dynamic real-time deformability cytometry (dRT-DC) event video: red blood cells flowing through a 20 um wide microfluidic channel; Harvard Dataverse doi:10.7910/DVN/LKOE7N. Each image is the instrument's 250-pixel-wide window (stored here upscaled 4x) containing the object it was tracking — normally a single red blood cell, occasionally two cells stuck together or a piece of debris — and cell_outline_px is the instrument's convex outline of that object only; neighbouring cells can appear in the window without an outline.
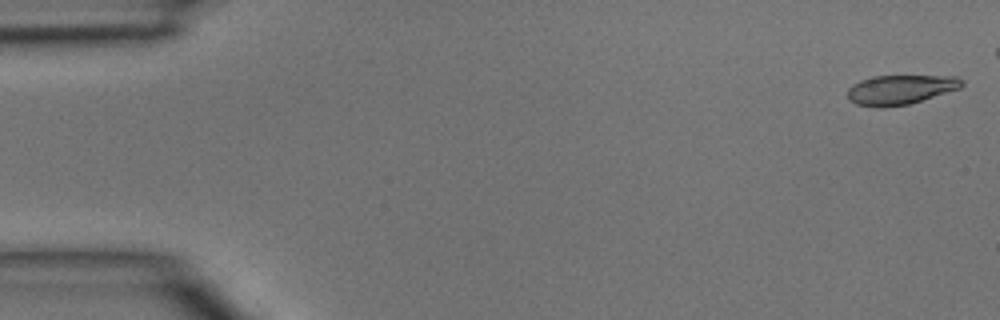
{"species": "common noctule bat (a hibernating species)", "species_latin": "Nyctalus noctula", "temperature_condition": "room temperature", "stored_images_in_passage": 40, "camera_frame_rate_fps": 3000, "um_per_image_px": 0.085, "animal": {"sex": "male", "body_mass_g": 15.6}, "frame": {"image": 1, "passage_image": 1, "time_ms": 0.0, "image_size_px": [1000, 320], "cell_outline_px": [[964, 84], [960, 88], [908, 104], [880, 108], [876, 108], [856, 104], [848, 100], [848, 88], [852, 84], [860, 80], [872, 76], [956, 76], [964, 80]], "centroid_in_image_um": [76.5, 7.62], "position_along_channel_um": 8.5, "area_um2": 19.71}}
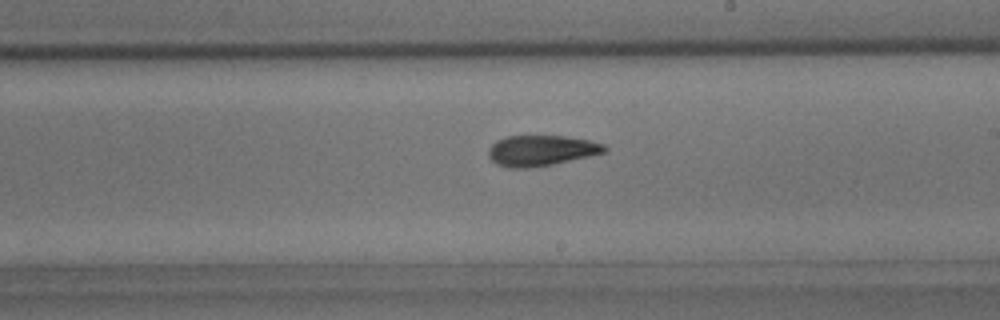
{"frame": {"image": 2, "passage_image": 26, "time_ms": 8.333, "image_size_px": [1000, 320], "cell_outline_px": [[608, 152], [552, 164], [532, 168], [508, 168], [496, 164], [488, 156], [488, 148], [496, 140], [504, 136], [564, 136], [588, 140], [604, 144], [608, 148]], "centroid_in_image_um": [45.98, 12.8], "position_along_channel_um": 243.0, "area_um2": 20.87}}
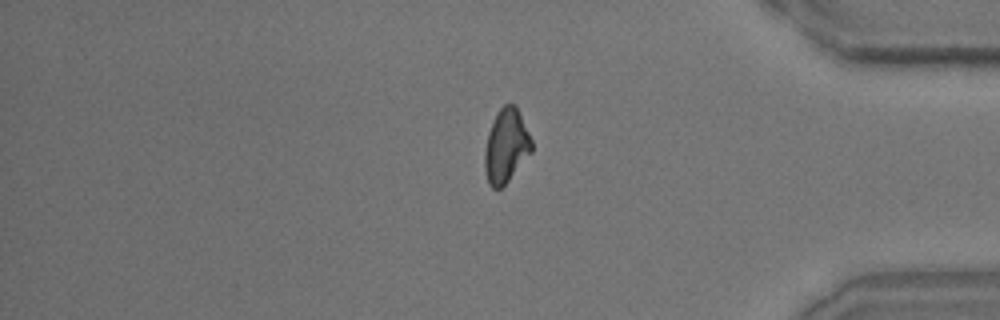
{"frame": {"image": 3, "passage_image": 38, "time_ms": 12.333, "image_size_px": [1000, 320], "cell_outline_px": [[532, 152], [508, 180], [500, 188], [492, 188], [488, 184], [484, 168], [484, 152], [488, 132], [500, 108], [504, 104], [516, 104], [532, 140]], "centroid_in_image_um": [43.02, 12.4], "position_along_channel_um": 392.2, "area_um2": 20.06}}